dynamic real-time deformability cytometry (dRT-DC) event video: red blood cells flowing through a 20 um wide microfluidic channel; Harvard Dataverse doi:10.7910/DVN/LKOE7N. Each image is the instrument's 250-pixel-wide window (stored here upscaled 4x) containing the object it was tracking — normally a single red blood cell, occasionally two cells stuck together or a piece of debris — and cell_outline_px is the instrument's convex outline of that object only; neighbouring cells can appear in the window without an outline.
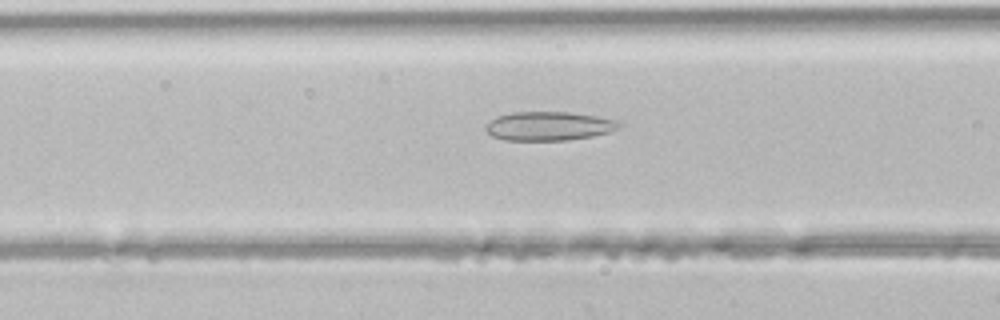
{"species": "common noctule bat (a hibernating species)", "species_latin": "Nyctalus noctula", "temperature_condition": "room temperature", "stored_images_in_passage": 36, "camera_frame_rate_fps": 3000, "um_per_image_px": 0.085, "animal": {"sex": "male", "body_mass_g": 21.5, "forearm_length_mm": 52.0}, "frame": {"image": 1, "passage_image": 9, "time_ms": 2.667, "image_size_px": [1000, 320], "cell_outline_px": [[620, 128], [608, 132], [592, 136], [568, 140], [504, 140], [492, 136], [484, 128], [496, 116], [512, 112], [568, 112], [596, 116], [620, 120]], "centroid_in_image_um": [46.67, 10.71], "position_along_channel_um": 119.9, "area_um2": 22.43}}
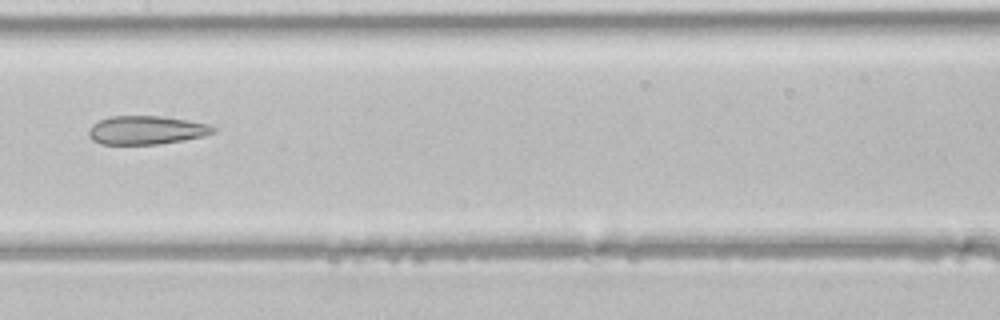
{"frame": {"image": 2, "passage_image": 14, "time_ms": 4.333, "image_size_px": [1000, 320], "cell_outline_px": [[216, 132], [204, 136], [184, 140], [156, 144], [100, 144], [92, 140], [88, 136], [88, 128], [92, 124], [108, 116], [164, 116], [188, 120], [208, 124], [216, 128]], "centroid_in_image_um": [12.42, 11.05], "position_along_channel_um": 195.0, "area_um2": 20.92}}
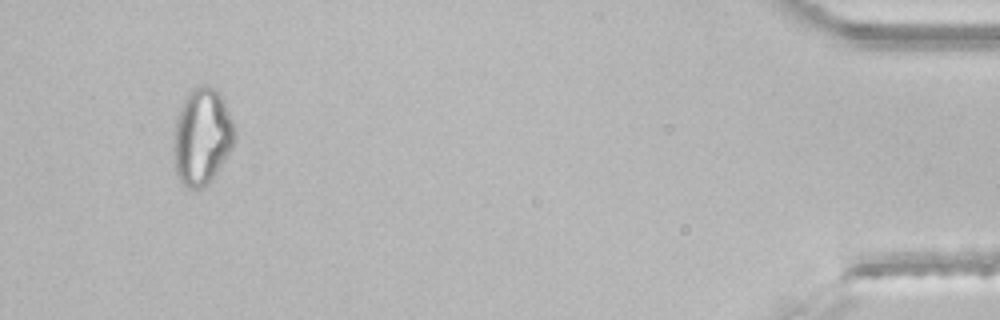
{"frame": {"image": 3, "passage_image": 34, "time_ms": 11.0, "image_size_px": [1000, 320], "cell_outline_px": [[236, 140], [232, 148], [208, 184], [204, 188], [188, 188], [180, 180], [176, 172], [172, 148], [176, 116], [188, 92], [192, 88], [200, 84], [204, 84], [216, 88], [220, 92], [224, 100], [236, 128]], "centroid_in_image_um": [17.17, 11.57], "position_along_channel_um": 418.0, "area_um2": 34.85}}